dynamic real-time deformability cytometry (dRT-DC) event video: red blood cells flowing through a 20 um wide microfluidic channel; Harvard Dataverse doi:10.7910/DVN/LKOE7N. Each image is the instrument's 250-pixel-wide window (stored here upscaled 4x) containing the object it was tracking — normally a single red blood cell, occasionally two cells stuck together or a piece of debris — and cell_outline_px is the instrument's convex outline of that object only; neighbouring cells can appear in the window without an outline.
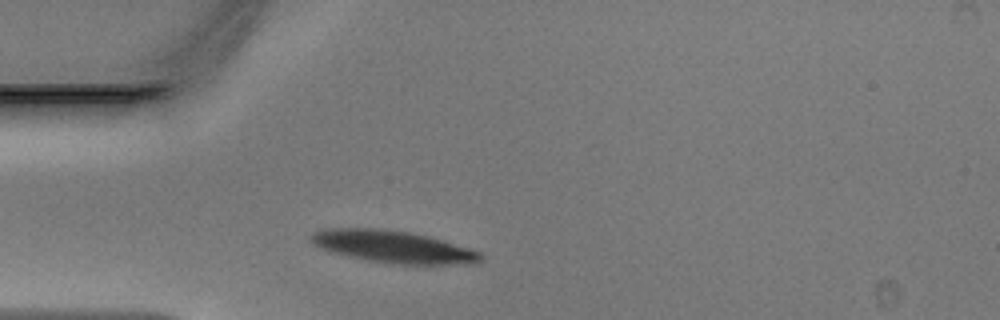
{"species": "Egyptian fruit bat (a non-hibernating species)", "species_latin": "Rousettus aegyptiacus", "temperature_condition": "warm", "stored_images_in_passage": 36, "camera_frame_rate_fps": 3000, "um_per_image_px": 0.085, "animal": {"sex": "male"}, "frame": {"image": 1, "passage_image": 5, "time_ms": 1.333, "image_size_px": [1000, 320], "cell_outline_px": [[484, 256], [476, 264], [392, 264], [368, 260], [332, 252], [312, 244], [308, 240], [308, 236], [312, 232], [332, 228], [380, 228], [408, 232], [428, 236], [468, 248], [480, 252]], "centroid_in_image_um": [33.39, 20.97], "position_along_channel_um": 51.6, "area_um2": 31.73}}
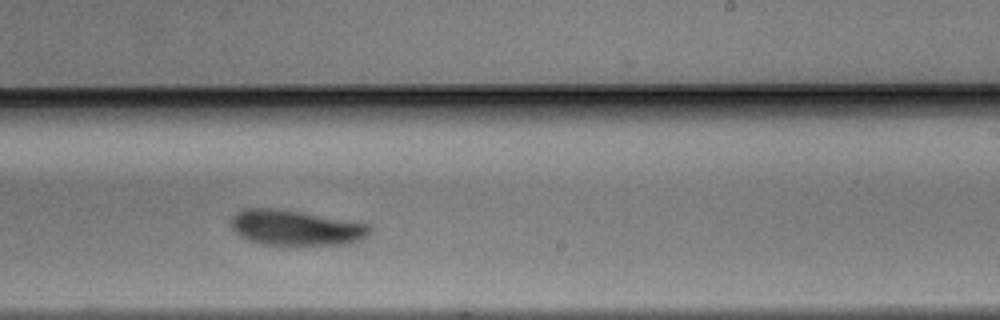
{"frame": {"image": 2, "passage_image": 21, "time_ms": 6.667, "image_size_px": [1000, 320], "cell_outline_px": [[372, 232], [368, 236], [360, 240], [344, 244], [260, 244], [248, 240], [240, 236], [232, 228], [232, 216], [236, 212], [244, 208], [272, 208], [300, 212], [372, 224]], "centroid_in_image_um": [25.16, 19.35], "position_along_channel_um": 263.8, "area_um2": 28.44}}
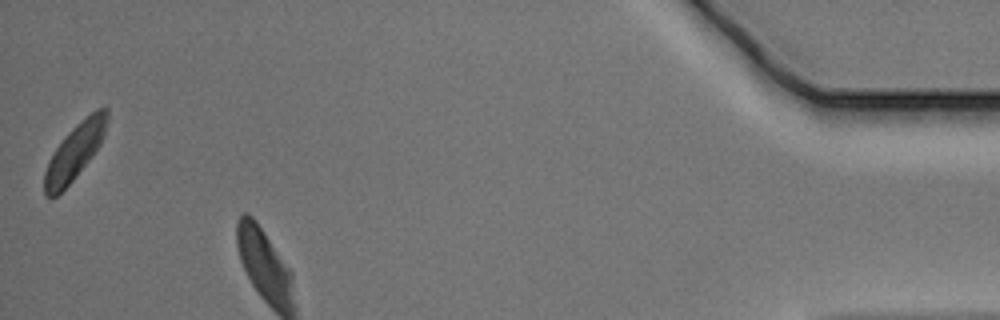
{"frame": {"image": 3, "passage_image": 36, "time_ms": 11.667, "image_size_px": [1000, 320], "cell_outline_px": [[108, 120], [104, 136], [100, 144], [92, 156], [72, 180], [56, 196], [44, 196], [44, 172], [48, 160], [64, 136], [80, 120], [96, 108], [104, 104], [108, 108]], "centroid_in_image_um": [6.38, 12.82], "position_along_channel_um": 428.8, "area_um2": 20.35}}